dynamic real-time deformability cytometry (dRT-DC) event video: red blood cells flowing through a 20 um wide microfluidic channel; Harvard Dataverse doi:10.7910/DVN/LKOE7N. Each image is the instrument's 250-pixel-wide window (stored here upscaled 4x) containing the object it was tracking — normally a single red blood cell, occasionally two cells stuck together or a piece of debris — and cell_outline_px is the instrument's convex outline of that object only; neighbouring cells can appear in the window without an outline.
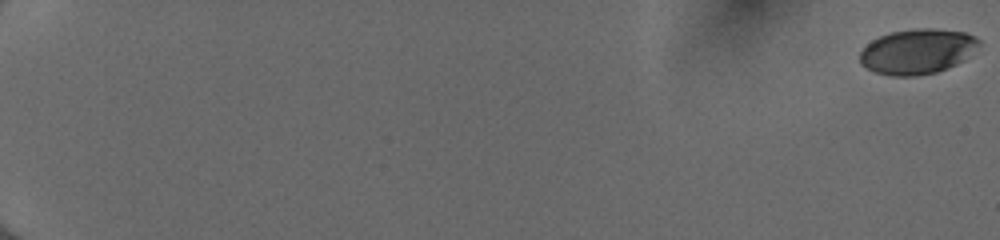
{"species": "human", "species_latin": "Homo sapiens", "temperature_condition": "cold", "stored_images_in_passage": 55, "camera_frame_rate_fps": 3000, "um_per_image_px": 0.085, "donor": {"sex": "female"}, "frame": {"image": 1, "passage_image": 1, "time_ms": 0.0, "image_size_px": [1000, 240], "cell_outline_px": [[980, 44], [964, 60], [956, 64], [936, 72], [916, 76], [892, 76], [876, 72], [860, 64], [860, 52], [872, 40], [880, 36], [892, 32], [920, 28], [932, 28], [964, 32], [976, 36], [980, 40]], "centroid_in_image_um": [77.99, 4.37], "position_along_channel_um": 7.0, "area_um2": 31.1}}
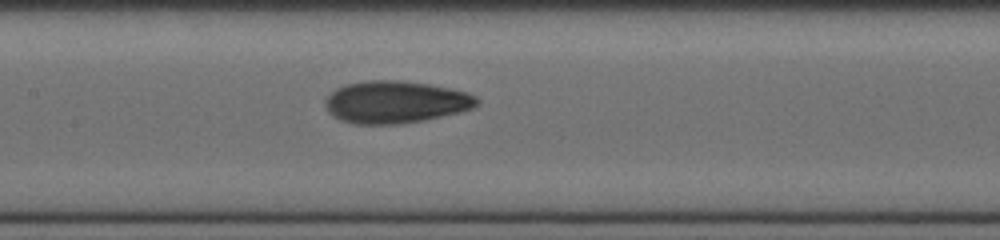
{"frame": {"image": 2, "passage_image": 31, "time_ms": 10.0, "image_size_px": [1000, 240], "cell_outline_px": [[480, 100], [472, 108], [460, 112], [424, 120], [400, 124], [352, 124], [340, 120], [328, 112], [324, 104], [324, 100], [336, 88], [348, 84], [368, 80], [396, 80], [428, 84], [468, 92], [476, 96]], "centroid_in_image_um": [33.6, 8.68], "position_along_channel_um": 173.8, "area_um2": 37.34}}
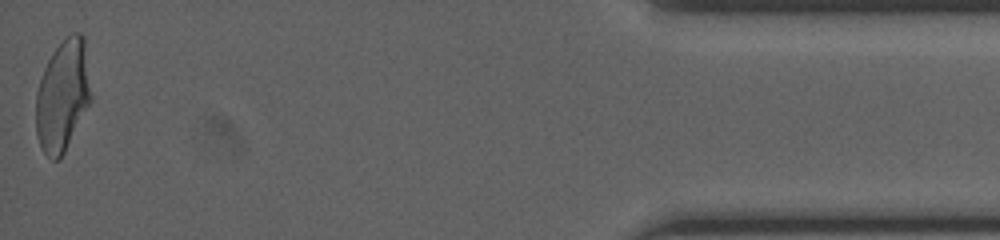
{"frame": {"image": 3, "passage_image": 55, "time_ms": 18.0, "image_size_px": [1000, 240], "cell_outline_px": [[92, 100], [60, 160], [52, 160], [44, 152], [36, 136], [36, 92], [44, 68], [52, 52], [60, 40], [72, 32], [80, 32], [84, 36], [92, 96]], "centroid_in_image_um": [5.34, 8.1], "position_along_channel_um": 429.9, "area_um2": 36.13}, "authors_computed_cell_mechanics": {"area_um2": 34.7378, "velocity_mm_per_s": 4.0594, "shape_relaxation_time_tau1_ms": 5.0712, "shape_relaxation_time_tau2_ms": 1.2165, "deformation_change_tau1": 0.1915, "deformation_change_tau2": 0.069}}